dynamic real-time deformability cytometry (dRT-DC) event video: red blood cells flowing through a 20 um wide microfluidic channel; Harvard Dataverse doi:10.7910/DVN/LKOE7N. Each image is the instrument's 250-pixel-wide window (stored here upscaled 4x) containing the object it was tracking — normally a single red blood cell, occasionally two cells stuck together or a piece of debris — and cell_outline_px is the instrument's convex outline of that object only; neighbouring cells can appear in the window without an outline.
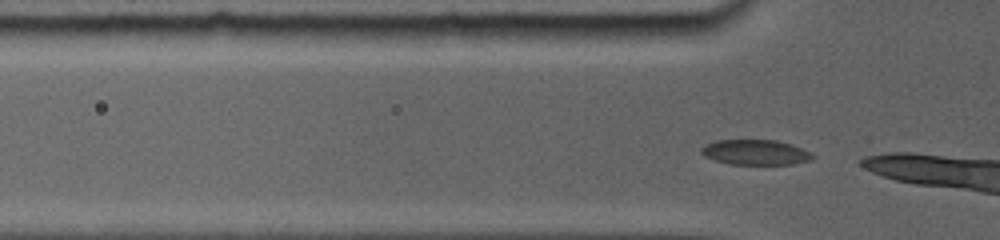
{"species": "common noctule bat (a hibernating species)", "species_latin": "Nyctalus noctula", "temperature_condition": "room temperature", "stored_images_in_passage": 13, "camera_frame_rate_fps": 5000, "um_per_image_px": 0.085, "animal": {"sex": "female", "body_mass_g": 19.0, "forearm_length_mm": 56.7}, "frame": {"image": 1, "passage_image": 3, "time_ms": 0.2, "image_size_px": [1000, 240], "cell_outline_px": [[812, 160], [792, 164], [732, 164], [716, 160], [704, 156], [700, 152], [700, 148], [716, 140], [772, 140], [788, 144], [800, 148], [808, 152], [812, 156]], "centroid_in_image_um": [64.16, 12.95], "position_along_channel_um": 61.6, "area_um2": 15.9}}
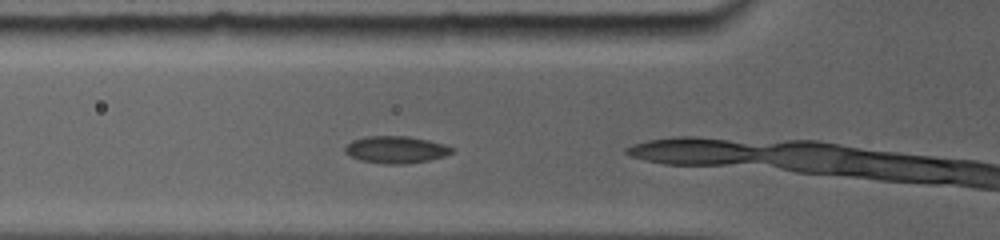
{"frame": {"image": 2, "passage_image": 9, "time_ms": 1.0, "image_size_px": [1000, 240], "cell_outline_px": [[452, 152], [444, 156], [428, 160], [404, 164], [384, 164], [360, 160], [344, 152], [344, 148], [352, 140], [372, 136], [404, 136], [428, 140], [452, 148]], "centroid_in_image_um": [33.61, 12.73], "position_along_channel_um": 92.2, "area_um2": 16.47}}